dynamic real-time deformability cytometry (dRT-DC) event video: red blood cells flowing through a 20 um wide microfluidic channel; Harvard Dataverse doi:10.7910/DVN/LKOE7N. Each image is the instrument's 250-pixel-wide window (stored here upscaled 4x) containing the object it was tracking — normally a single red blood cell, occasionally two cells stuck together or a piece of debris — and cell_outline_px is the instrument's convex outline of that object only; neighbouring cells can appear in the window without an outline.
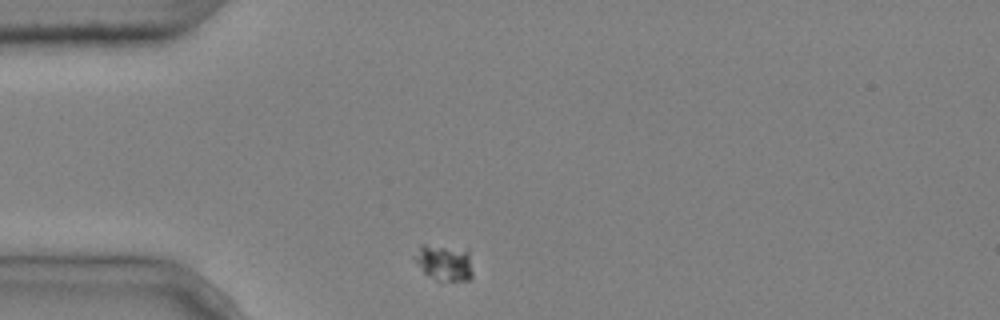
{"species": "common noctule bat (a hibernating species)", "species_latin": "Nyctalus noctula", "temperature_condition": "cold", "stored_images_in_passage": 8, "camera_frame_rate_fps": 3000, "um_per_image_px": 0.085, "animal": {"sex": "male", "body_mass_g": 20.4}, "frame": {"image": 1, "passage_image": 1, "time_ms": 0.0, "image_size_px": [1000, 320], "cell_outline_px": [[472, 276], [468, 280], [436, 280], [424, 272], [412, 260], [412, 256], [420, 244], [424, 244], [468, 252], [472, 272]], "centroid_in_image_um": [37.67, 22.34], "position_along_channel_um": 47.3, "area_um2": 11.85}}
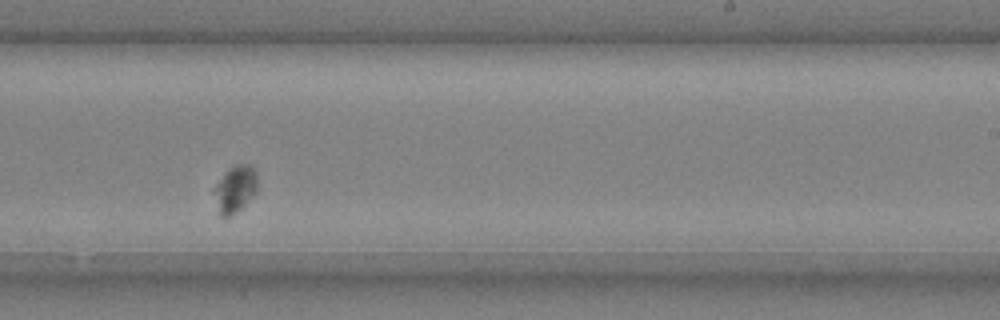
{"frame": {"image": 2, "passage_image": 7, "time_ms": 2.0, "image_size_px": [1000, 320], "cell_outline_px": [[256, 192], [244, 208], [228, 216], [220, 216], [212, 192], [212, 188], [224, 172], [236, 164], [248, 164], [256, 172]], "centroid_in_image_um": [19.95, 16.08], "position_along_channel_um": 269.0, "area_um2": 12.02}}
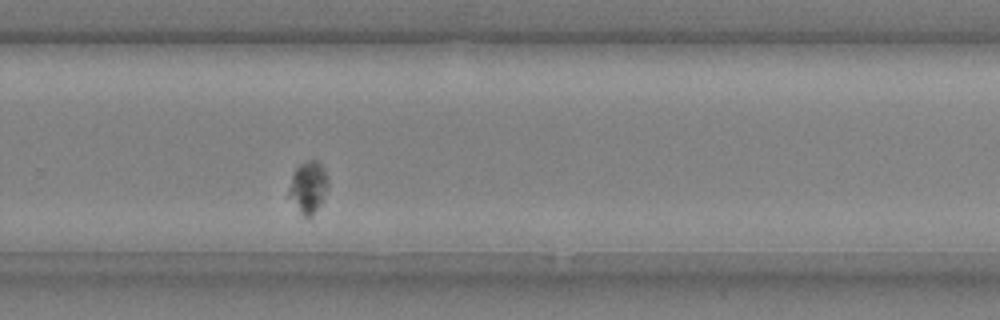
{"frame": {"image": 3, "passage_image": 8, "time_ms": 2.333, "image_size_px": [1000, 320], "cell_outline_px": [[328, 188], [324, 196], [312, 216], [304, 216], [300, 212], [288, 196], [288, 188], [292, 172], [300, 164], [308, 160], [316, 160], [320, 164], [328, 176]], "centroid_in_image_um": [26.18, 15.88], "position_along_channel_um": 303.6, "area_um2": 11.73}}